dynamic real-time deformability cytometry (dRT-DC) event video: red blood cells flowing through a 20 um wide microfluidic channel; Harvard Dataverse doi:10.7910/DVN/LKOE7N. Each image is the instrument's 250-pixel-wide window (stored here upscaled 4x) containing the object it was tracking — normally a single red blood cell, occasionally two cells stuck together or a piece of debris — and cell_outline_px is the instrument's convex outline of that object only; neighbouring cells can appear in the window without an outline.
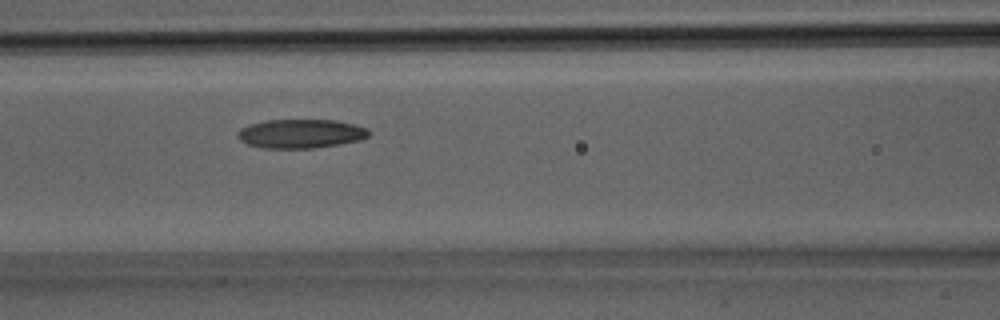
{"species": "Egyptian fruit bat (a non-hibernating species)", "species_latin": "Rousettus aegyptiacus", "temperature_condition": "room temperature", "stored_images_in_passage": 13, "camera_frame_rate_fps": 3000, "um_per_image_px": 0.085, "animal": {"sex": "male"}, "frame": {"image": 1, "passage_image": 13, "time_ms": 4.0, "image_size_px": [1000, 320], "cell_outline_px": [[368, 136], [360, 140], [340, 144], [312, 148], [264, 148], [248, 144], [240, 140], [236, 136], [236, 132], [240, 128], [248, 124], [268, 120], [336, 120], [368, 128]], "centroid_in_image_um": [25.52, 11.36], "position_along_channel_um": 141.1, "area_um2": 22.14}}